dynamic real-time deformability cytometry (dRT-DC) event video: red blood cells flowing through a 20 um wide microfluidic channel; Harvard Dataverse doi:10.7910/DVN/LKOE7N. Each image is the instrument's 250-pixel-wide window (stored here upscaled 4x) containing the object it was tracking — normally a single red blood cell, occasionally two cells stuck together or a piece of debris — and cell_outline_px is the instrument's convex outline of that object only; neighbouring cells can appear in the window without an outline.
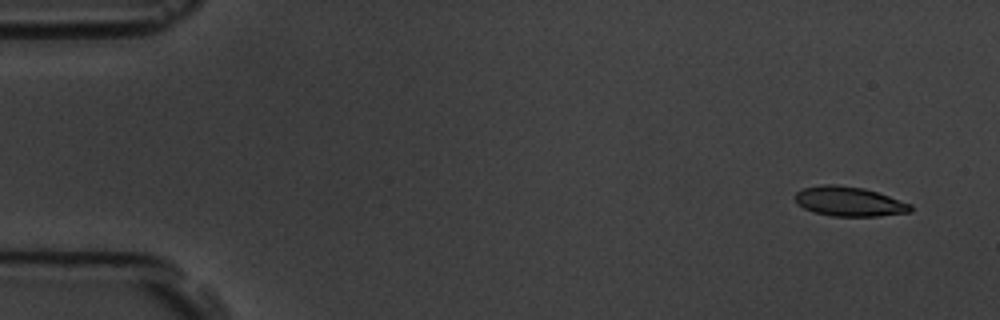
{"species": "common noctule bat (a hibernating species)", "species_latin": "Nyctalus noctula", "temperature_condition": "room temperature", "stored_images_in_passage": 6, "camera_frame_rate_fps": 3000, "um_per_image_px": 0.085, "animal": {"sex": "male", "body_mass_g": 19.5, "forearm_length_mm": 54.6}, "frame": {"image": 1, "passage_image": 1, "time_ms": 0.0, "image_size_px": [1000, 320], "cell_outline_px": [[912, 212], [876, 216], [832, 216], [816, 212], [804, 208], [796, 200], [796, 192], [800, 188], [820, 184], [832, 184], [864, 188], [912, 204]], "centroid_in_image_um": [72.18, 17.11], "position_along_channel_um": 12.8, "area_um2": 19.77}}
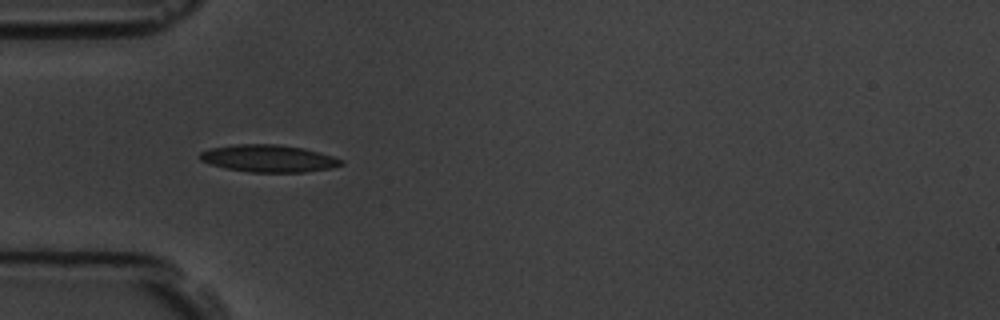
{"frame": {"image": 2, "passage_image": 5, "time_ms": 4.667, "image_size_px": [1000, 320], "cell_outline_px": [[344, 164], [328, 168], [304, 172], [252, 172], [224, 168], [200, 160], [200, 152], [208, 148], [236, 144], [276, 144], [304, 148], [320, 152], [344, 160]], "centroid_in_image_um": [22.82, 13.46], "position_along_channel_um": 62.2, "area_um2": 22.37}}
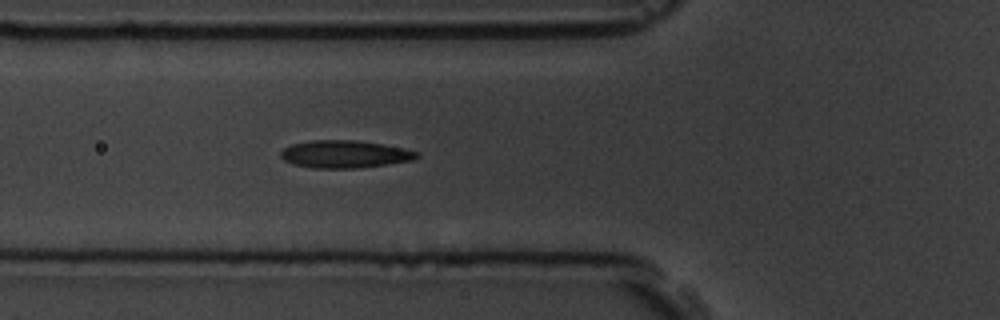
{"frame": {"image": 3, "passage_image": 6, "time_ms": 5.667, "image_size_px": [1000, 320], "cell_outline_px": [[420, 156], [412, 160], [356, 168], [316, 168], [292, 164], [284, 160], [280, 156], [280, 152], [284, 148], [292, 144], [312, 140], [356, 140], [404, 148], [420, 152]], "centroid_in_image_um": [29.29, 13.1], "position_along_channel_um": 96.5, "area_um2": 21.68}}